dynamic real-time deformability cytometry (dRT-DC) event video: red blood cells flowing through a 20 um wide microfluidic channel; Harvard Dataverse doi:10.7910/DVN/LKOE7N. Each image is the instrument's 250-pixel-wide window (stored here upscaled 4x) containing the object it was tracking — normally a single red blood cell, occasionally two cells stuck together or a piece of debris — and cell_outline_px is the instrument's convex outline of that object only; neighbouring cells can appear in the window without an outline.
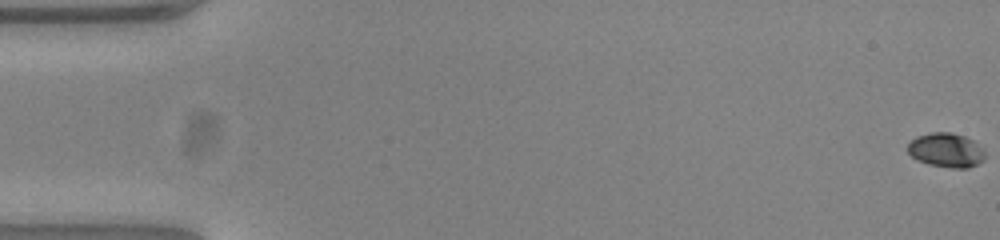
{"species": "common noctule bat (a hibernating species)", "species_latin": "Nyctalus noctula", "temperature_condition": "warm", "stored_images_in_passage": 54, "camera_frame_rate_fps": 3000, "um_per_image_px": 0.085, "animal": {"sex": "female", "body_mass_g": 23.0, "forearm_length_mm": 53.4}, "frame": {"image": 1, "passage_image": 1, "time_ms": 0.0, "image_size_px": [1000, 240], "cell_outline_px": [[984, 160], [968, 168], [952, 168], [928, 164], [916, 160], [908, 152], [908, 144], [916, 136], [932, 132], [952, 132], [964, 136], [972, 140], [984, 148]], "centroid_in_image_um": [80.42, 12.76], "position_along_channel_um": 4.6, "area_um2": 15.49}}
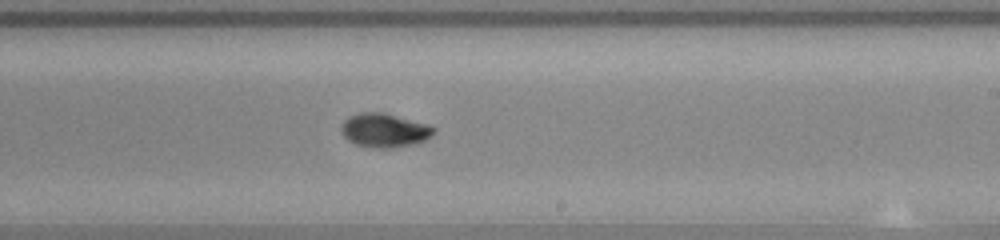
{"frame": {"image": 2, "passage_image": 33, "time_ms": 10.667, "image_size_px": [1000, 240], "cell_outline_px": [[436, 128], [424, 140], [416, 144], [392, 148], [376, 148], [356, 144], [348, 140], [344, 136], [340, 128], [344, 120], [348, 116], [360, 112], [384, 112], [424, 124]], "centroid_in_image_um": [32.61, 11.07], "position_along_channel_um": 256.4, "area_um2": 18.03}}
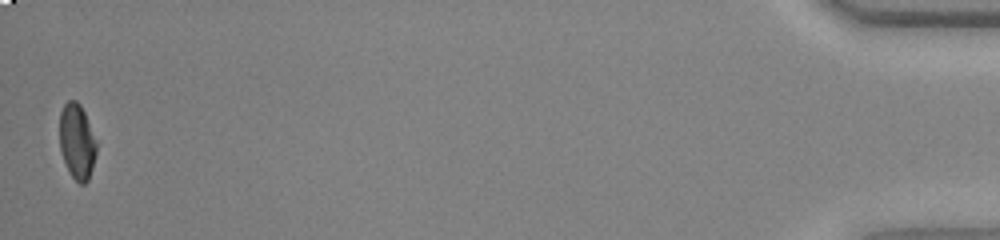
{"frame": {"image": 3, "passage_image": 54, "time_ms": 17.667, "image_size_px": [1000, 240], "cell_outline_px": [[96, 152], [92, 168], [88, 180], [84, 184], [80, 184], [68, 172], [60, 148], [60, 112], [64, 104], [68, 100], [76, 100], [80, 104], [84, 112], [96, 144]], "centroid_in_image_um": [6.52, 12.03], "position_along_channel_um": 428.7, "area_um2": 15.9}, "authors_computed_cell_mechanics": {"area_um2": 16.9643, "velocity_mm_per_s": 3.8607, "shape_relaxation_time_tau1_ms": 3.1751, "shape_relaxation_time_tau2_ms": 3.1891, "deformation_change_tau1": 0.1749, "deformation_change_tau2": 0.0499}}